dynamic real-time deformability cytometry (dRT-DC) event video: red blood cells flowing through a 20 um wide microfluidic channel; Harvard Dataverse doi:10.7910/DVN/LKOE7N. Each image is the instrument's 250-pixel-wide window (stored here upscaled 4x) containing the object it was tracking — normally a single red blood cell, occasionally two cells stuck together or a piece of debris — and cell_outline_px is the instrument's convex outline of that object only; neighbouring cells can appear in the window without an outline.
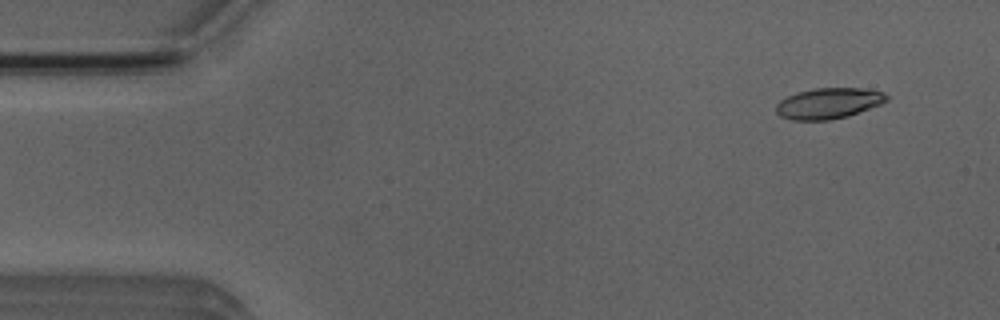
{"species": "Egyptian fruit bat (a non-hibernating species)", "species_latin": "Rousettus aegyptiacus", "temperature_condition": "room temperature", "stored_images_in_passage": 52, "camera_frame_rate_fps": 3000, "um_per_image_px": 0.085, "animal": {"sex": "male"}, "frame": {"image": 1, "passage_image": 4, "time_ms": 1.0, "image_size_px": [1000, 320], "cell_outline_px": [[888, 100], [880, 104], [848, 116], [828, 120], [792, 120], [780, 116], [776, 112], [776, 104], [780, 100], [796, 92], [816, 88], [864, 88], [884, 92], [888, 96]], "centroid_in_image_um": [70.42, 8.77], "position_along_channel_um": 14.6, "area_um2": 19.83}}
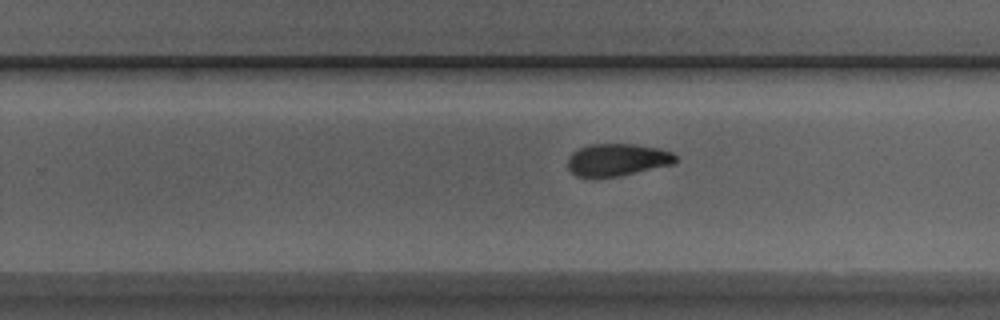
{"frame": {"image": 2, "passage_image": 32, "time_ms": 10.333, "image_size_px": [1000, 320], "cell_outline_px": [[676, 164], [616, 176], [576, 176], [568, 168], [568, 156], [572, 152], [580, 148], [592, 144], [636, 144], [660, 148], [672, 152], [676, 156]], "centroid_in_image_um": [52.5, 13.56], "position_along_channel_um": 277.3, "area_um2": 20.17}}
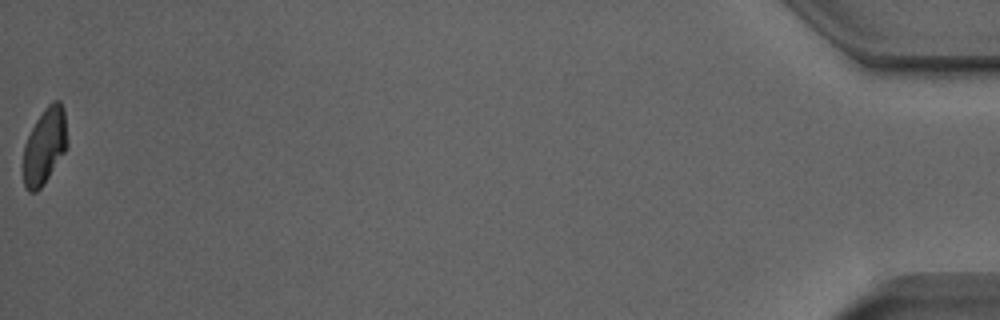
{"frame": {"image": 3, "passage_image": 52, "time_ms": 17.0, "image_size_px": [1000, 320], "cell_outline_px": [[68, 148], [40, 188], [36, 192], [28, 192], [24, 184], [24, 144], [36, 120], [44, 108], [52, 100], [60, 100], [64, 108], [68, 144]], "centroid_in_image_um": [3.82, 12.37], "position_along_channel_um": 431.4, "area_um2": 19.54}, "authors_computed_cell_mechanics": {"area_um2": 20.6924, "velocity_mm_per_s": 3.92, "shape_relaxation_time_tau1_ms": 5.7384, "shape_relaxation_time_tau2_ms": 3.5051, "deformation_change_tau1": 0.1623, "deformation_change_tau2": 0.0943}}